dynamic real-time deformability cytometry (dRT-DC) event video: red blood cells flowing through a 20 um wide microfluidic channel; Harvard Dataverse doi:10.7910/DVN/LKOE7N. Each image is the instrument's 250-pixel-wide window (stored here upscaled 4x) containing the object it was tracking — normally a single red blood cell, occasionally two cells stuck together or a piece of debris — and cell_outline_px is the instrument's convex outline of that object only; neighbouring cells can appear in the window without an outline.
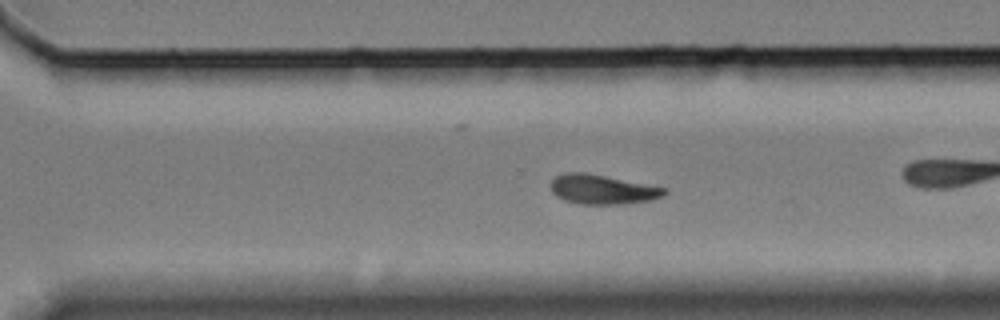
{"species": "Egyptian fruit bat (a non-hibernating species)", "species_latin": "Rousettus aegyptiacus", "temperature_condition": "cold", "stored_images_in_passage": 45, "camera_frame_rate_fps": 3000, "um_per_image_px": 0.085, "animal": {"sex": "female"}, "frame": {"image": 1, "passage_image": 26, "time_ms": 8.333, "image_size_px": [1000, 320], "cell_outline_px": [[668, 192], [652, 200], [624, 204], [580, 204], [564, 200], [556, 196], [552, 192], [552, 180], [556, 176], [564, 172], [584, 172], [664, 188]], "centroid_in_image_um": [51.15, 16.11], "position_along_channel_um": 319.4, "area_um2": 19.19}, "authors_computed_cell_mechanics": {"area_um2": 19.3052, "velocity_mm_per_s": 3.3089, "shape_relaxation_time_tau1_ms": 4.7024, "shape_relaxation_time_tau2_ms": null, "deformation_change_tau1": 0.1278, "deformation_change_tau2": null}}